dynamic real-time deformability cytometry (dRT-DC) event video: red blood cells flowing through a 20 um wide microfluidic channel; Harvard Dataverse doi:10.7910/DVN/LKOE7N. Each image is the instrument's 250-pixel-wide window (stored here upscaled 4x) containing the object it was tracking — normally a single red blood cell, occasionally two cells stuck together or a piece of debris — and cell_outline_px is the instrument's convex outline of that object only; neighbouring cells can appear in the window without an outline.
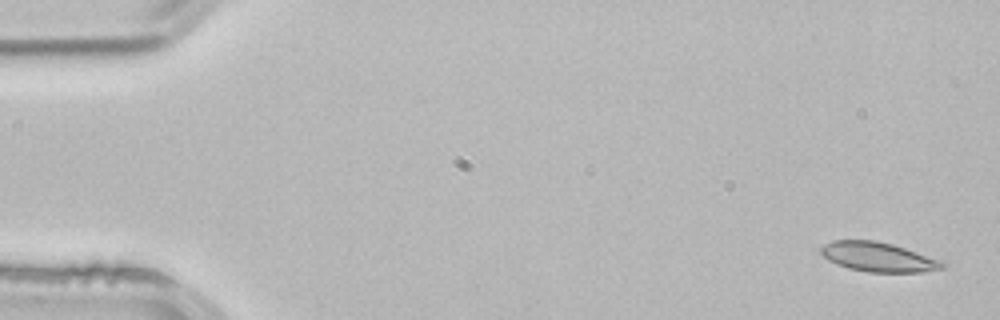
{"species": "common noctule bat (a hibernating species)", "species_latin": "Nyctalus noctula", "temperature_condition": "room temperature", "stored_images_in_passage": 4, "camera_frame_rate_fps": 3000, "um_per_image_px": 0.085, "animal": {"sex": "male", "body_mass_g": 21.5, "forearm_length_mm": 52.0}, "frame": {"image": 1, "passage_image": 1, "time_ms": 0.0, "image_size_px": [1000, 320], "cell_outline_px": [[948, 264], [944, 268], [920, 272], [868, 272], [848, 268], [836, 264], [828, 260], [820, 252], [820, 248], [824, 244], [832, 240], [876, 240], [892, 244], [940, 260]], "centroid_in_image_um": [74.62, 21.84], "position_along_channel_um": 10.4, "area_um2": 20.81}}
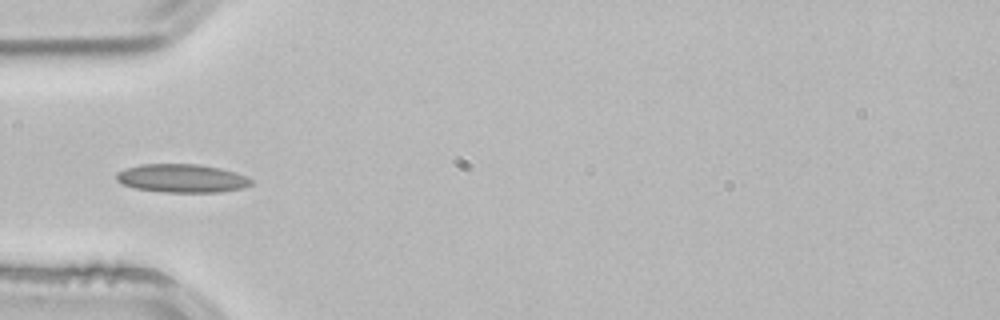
{"frame": {"image": 2, "passage_image": 4, "time_ms": 1.0, "image_size_px": [1000, 320], "cell_outline_px": [[252, 184], [244, 188], [220, 192], [164, 192], [136, 188], [120, 184], [116, 180], [116, 172], [124, 168], [140, 164], [196, 164], [220, 168], [236, 172], [252, 180]], "centroid_in_image_um": [15.43, 15.15], "position_along_channel_um": 69.6, "area_um2": 22.43}}